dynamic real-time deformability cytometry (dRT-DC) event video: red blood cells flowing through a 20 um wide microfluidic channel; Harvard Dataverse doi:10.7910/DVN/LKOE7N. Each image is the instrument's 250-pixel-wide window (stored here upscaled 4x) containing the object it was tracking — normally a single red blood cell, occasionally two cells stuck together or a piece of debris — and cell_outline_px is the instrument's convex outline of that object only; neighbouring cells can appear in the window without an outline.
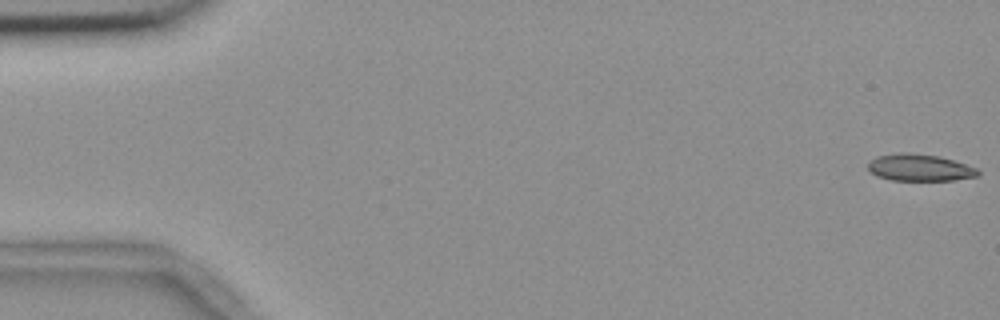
{"species": "common noctule bat (a hibernating species)", "species_latin": "Nyctalus noctula", "temperature_condition": "room temperature", "stored_images_in_passage": 50, "camera_frame_rate_fps": 3000, "um_per_image_px": 0.085, "animal": {"sex": "female", "body_mass_g": 18.4}, "frame": {"image": 1, "passage_image": 1, "time_ms": 0.0, "image_size_px": [1000, 320], "cell_outline_px": [[980, 172], [976, 176], [952, 180], [892, 180], [880, 176], [872, 172], [868, 168], [868, 164], [876, 156], [896, 152], [908, 152], [940, 156], [976, 168]], "centroid_in_image_um": [78.15, 14.23], "position_along_channel_um": 6.8, "area_um2": 16.99}}
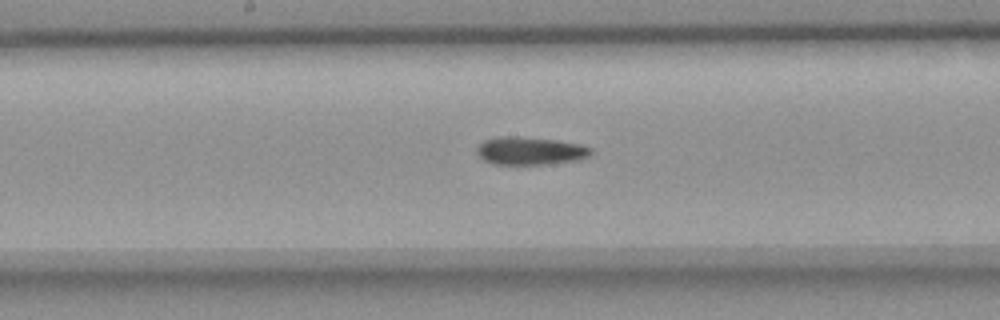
{"frame": {"image": 2, "passage_image": 29, "time_ms": 9.333, "image_size_px": [1000, 320], "cell_outline_px": [[592, 156], [580, 160], [544, 164], [492, 164], [484, 160], [476, 152], [476, 148], [484, 140], [496, 136], [516, 136], [556, 140], [580, 144], [592, 148]], "centroid_in_image_um": [45.08, 12.82], "position_along_channel_um": 203.1, "area_um2": 18.73}}
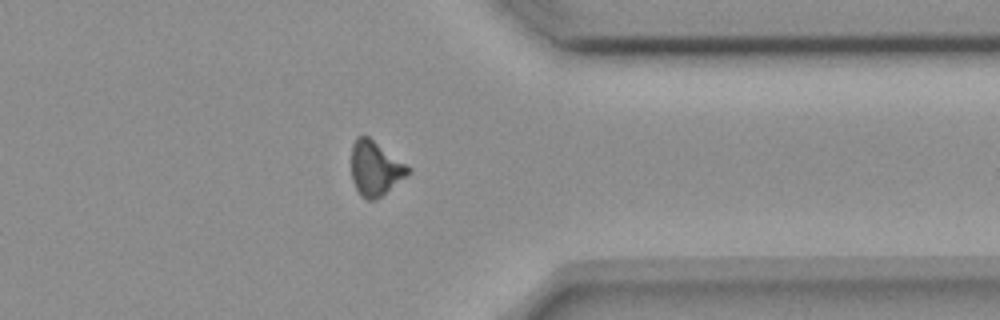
{"frame": {"image": 3, "passage_image": 44, "time_ms": 14.333, "image_size_px": [1000, 320], "cell_outline_px": [[412, 172], [376, 200], [368, 200], [360, 196], [352, 180], [352, 144], [356, 136], [368, 136], [412, 168]], "centroid_in_image_um": [31.91, 14.32], "position_along_channel_um": 379.5, "area_um2": 18.09}}